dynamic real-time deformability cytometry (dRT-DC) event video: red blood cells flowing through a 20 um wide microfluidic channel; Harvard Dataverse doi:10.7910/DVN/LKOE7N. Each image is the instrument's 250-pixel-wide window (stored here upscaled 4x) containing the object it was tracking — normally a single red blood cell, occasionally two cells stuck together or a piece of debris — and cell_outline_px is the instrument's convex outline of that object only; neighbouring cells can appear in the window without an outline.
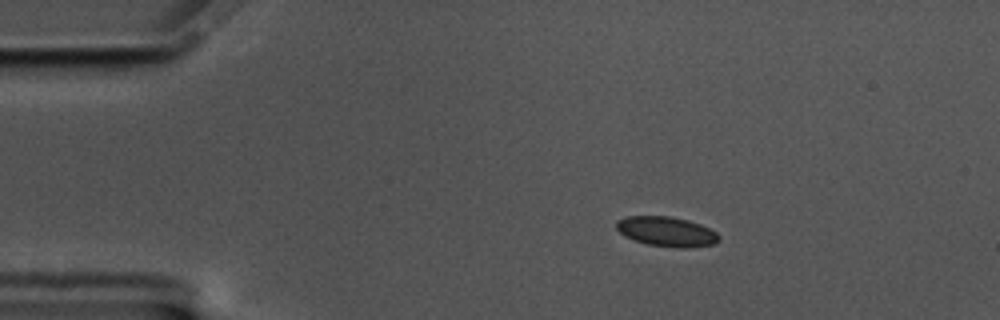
{"species": "common noctule bat (a hibernating species)", "species_latin": "Nyctalus noctula", "temperature_condition": "cold", "stored_images_in_passage": 59, "camera_frame_rate_fps": 3000, "um_per_image_px": 0.085, "animal": {"sex": "male", "body_mass_g": 17.5, "forearm_length_mm": 52.3}, "frame": {"image": 1, "passage_image": 10, "time_ms": 3.0, "image_size_px": [1000, 320], "cell_outline_px": [[720, 240], [716, 244], [688, 248], [680, 248], [648, 244], [624, 236], [616, 228], [616, 220], [628, 216], [672, 216], [688, 220], [700, 224], [716, 232], [720, 236]], "centroid_in_image_um": [56.69, 19.68], "position_along_channel_um": 28.3, "area_um2": 17.86}}
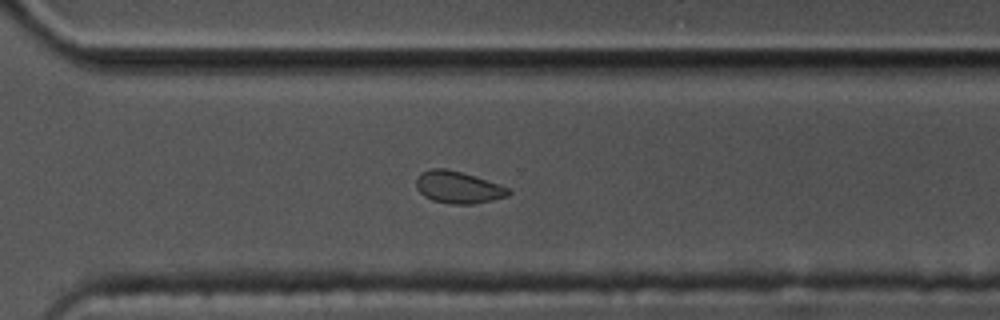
{"frame": {"image": 2, "passage_image": 41, "time_ms": 13.333, "image_size_px": [1000, 320], "cell_outline_px": [[512, 192], [508, 196], [492, 200], [472, 204], [452, 204], [432, 200], [424, 196], [416, 188], [416, 176], [420, 172], [432, 168], [448, 168], [508, 188]], "centroid_in_image_um": [38.88, 15.92], "position_along_channel_um": 331.7, "area_um2": 17.05}}
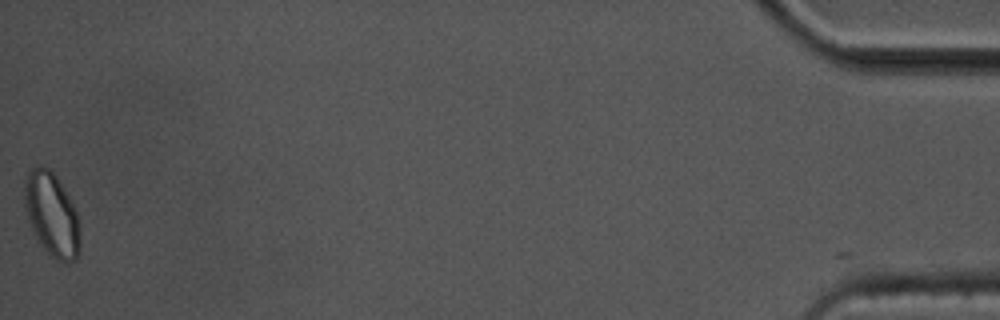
{"frame": {"image": 3, "passage_image": 58, "time_ms": 19.0, "image_size_px": [1000, 320], "cell_outline_px": [[80, 252], [76, 260], [68, 264], [56, 260], [44, 248], [36, 236], [32, 228], [24, 208], [24, 180], [28, 172], [32, 168], [40, 164], [48, 168], [56, 176], [68, 196], [76, 212], [80, 224]], "centroid_in_image_um": [4.41, 18.25], "position_along_channel_um": 430.8, "area_um2": 27.22}, "authors_computed_cell_mechanics": {"area_um2": 17.5712, "velocity_mm_per_s": 3.4752, "shape_relaxation_time_tau1_ms": 7.8567, "shape_relaxation_time_tau2_ms": null, "deformation_change_tau1": 0.0908, "deformation_change_tau2": null}}